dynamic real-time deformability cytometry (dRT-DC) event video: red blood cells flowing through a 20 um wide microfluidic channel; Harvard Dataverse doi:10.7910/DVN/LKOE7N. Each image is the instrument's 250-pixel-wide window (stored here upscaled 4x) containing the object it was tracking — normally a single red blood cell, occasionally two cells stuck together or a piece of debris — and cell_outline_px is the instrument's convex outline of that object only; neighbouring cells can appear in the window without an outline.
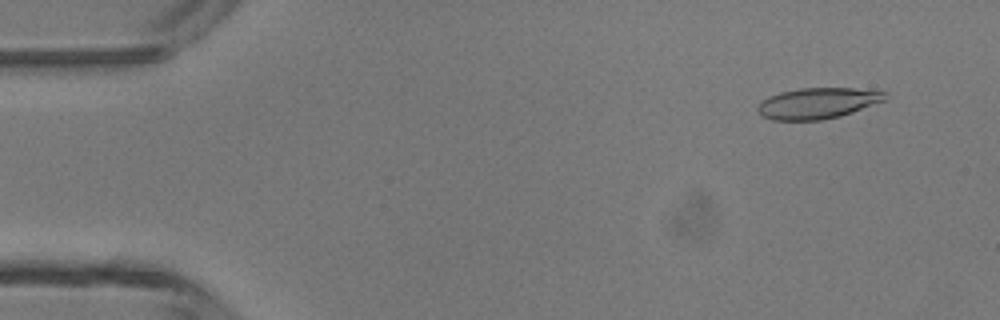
{"species": "common noctule bat (a hibernating species)", "species_latin": "Nyctalus noctula", "temperature_condition": "room temperature", "stored_images_in_passage": 12, "camera_frame_rate_fps": 3000, "um_per_image_px": 0.085, "animal": {"sex": "male", "body_mass_g": 13.3}, "frame": {"image": 1, "passage_image": 4, "time_ms": 1.0, "image_size_px": [1000, 320], "cell_outline_px": [[884, 100], [852, 112], [840, 116], [820, 120], [772, 120], [760, 116], [756, 108], [764, 100], [780, 92], [800, 88], [852, 88], [884, 92]], "centroid_in_image_um": [69.44, 8.78], "position_along_channel_um": 15.6, "area_um2": 22.54}}